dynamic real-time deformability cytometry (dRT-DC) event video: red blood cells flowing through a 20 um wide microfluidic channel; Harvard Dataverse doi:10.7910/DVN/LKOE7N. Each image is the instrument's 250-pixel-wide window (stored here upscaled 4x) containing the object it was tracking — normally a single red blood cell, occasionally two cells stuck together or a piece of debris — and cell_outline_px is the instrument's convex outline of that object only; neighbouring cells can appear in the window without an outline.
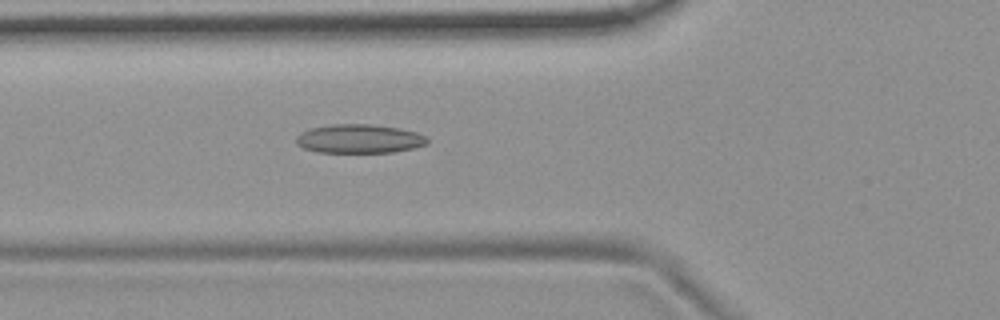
{"species": "common noctule bat (a hibernating species)", "species_latin": "Nyctalus noctula", "temperature_condition": "room temperature", "stored_images_in_passage": 5, "camera_frame_rate_fps": 3000, "um_per_image_px": 0.085, "animal": {"sex": "female", "body_mass_g": 19.9}, "frame": {"image": 1, "passage_image": 5, "time_ms": 1.333, "image_size_px": [1000, 320], "cell_outline_px": [[428, 144], [412, 148], [392, 152], [316, 152], [304, 148], [296, 144], [296, 136], [300, 132], [312, 128], [332, 124], [368, 124], [400, 128], [416, 132], [428, 136]], "centroid_in_image_um": [30.54, 11.79], "position_along_channel_um": 95.3, "area_um2": 22.08}}